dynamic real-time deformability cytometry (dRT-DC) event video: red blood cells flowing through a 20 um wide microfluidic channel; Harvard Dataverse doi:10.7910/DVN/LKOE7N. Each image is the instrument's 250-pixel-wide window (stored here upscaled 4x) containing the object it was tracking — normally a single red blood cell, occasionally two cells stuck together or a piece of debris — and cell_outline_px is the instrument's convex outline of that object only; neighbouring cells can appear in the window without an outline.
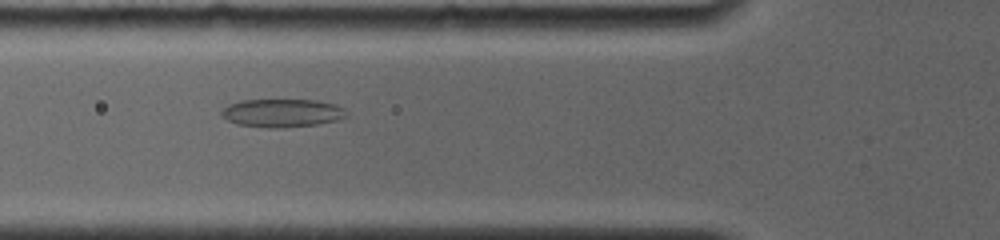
{"species": "common noctule bat (a hibernating species)", "species_latin": "Nyctalus noctula", "temperature_condition": "room temperature", "stored_images_in_passage": 3, "camera_frame_rate_fps": 4000, "um_per_image_px": 0.085, "animal": {"sex": "female", "body_mass_g": 19.0, "forearm_length_mm": 56.7}, "frame": {"image": 1, "passage_image": 2, "time_ms": 1.0, "image_size_px": [1000, 240], "cell_outline_px": [[348, 116], [336, 120], [316, 124], [284, 128], [272, 128], [236, 124], [228, 120], [220, 112], [228, 104], [240, 100], [316, 100], [336, 104], [344, 108]], "centroid_in_image_um": [23.99, 9.6], "position_along_channel_um": 101.8, "area_um2": 20.52}}